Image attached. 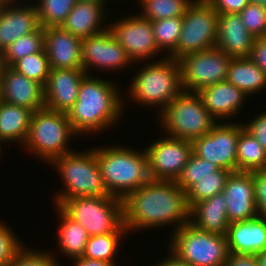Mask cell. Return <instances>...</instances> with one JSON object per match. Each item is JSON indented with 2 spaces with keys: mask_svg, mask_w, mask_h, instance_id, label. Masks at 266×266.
I'll use <instances>...</instances> for the list:
<instances>
[{
  "mask_svg": "<svg viewBox=\"0 0 266 266\" xmlns=\"http://www.w3.org/2000/svg\"><path fill=\"white\" fill-rule=\"evenodd\" d=\"M122 201L123 223L128 231L170 223L177 225L176 231L190 222L187 194L175 181L151 179Z\"/></svg>",
  "mask_w": 266,
  "mask_h": 266,
  "instance_id": "1",
  "label": "cell"
},
{
  "mask_svg": "<svg viewBox=\"0 0 266 266\" xmlns=\"http://www.w3.org/2000/svg\"><path fill=\"white\" fill-rule=\"evenodd\" d=\"M117 91L112 82L87 75L81 81L77 101L67 113L74 132L89 134L115 124L124 103Z\"/></svg>",
  "mask_w": 266,
  "mask_h": 266,
  "instance_id": "2",
  "label": "cell"
},
{
  "mask_svg": "<svg viewBox=\"0 0 266 266\" xmlns=\"http://www.w3.org/2000/svg\"><path fill=\"white\" fill-rule=\"evenodd\" d=\"M102 178L109 194L124 199L151 180L145 151L120 146L95 149Z\"/></svg>",
  "mask_w": 266,
  "mask_h": 266,
  "instance_id": "3",
  "label": "cell"
},
{
  "mask_svg": "<svg viewBox=\"0 0 266 266\" xmlns=\"http://www.w3.org/2000/svg\"><path fill=\"white\" fill-rule=\"evenodd\" d=\"M129 91L133 101L164 109L184 91L179 61L167 56L143 66Z\"/></svg>",
  "mask_w": 266,
  "mask_h": 266,
  "instance_id": "4",
  "label": "cell"
},
{
  "mask_svg": "<svg viewBox=\"0 0 266 266\" xmlns=\"http://www.w3.org/2000/svg\"><path fill=\"white\" fill-rule=\"evenodd\" d=\"M75 152L71 150L50 163L57 167L66 186L57 194L55 203L60 206L66 199L75 197L111 196L105 187L95 149Z\"/></svg>",
  "mask_w": 266,
  "mask_h": 266,
  "instance_id": "5",
  "label": "cell"
},
{
  "mask_svg": "<svg viewBox=\"0 0 266 266\" xmlns=\"http://www.w3.org/2000/svg\"><path fill=\"white\" fill-rule=\"evenodd\" d=\"M77 135L67 113L43 108L32 113L29 132L24 145L38 158L51 163L55 158L71 152L68 140Z\"/></svg>",
  "mask_w": 266,
  "mask_h": 266,
  "instance_id": "6",
  "label": "cell"
},
{
  "mask_svg": "<svg viewBox=\"0 0 266 266\" xmlns=\"http://www.w3.org/2000/svg\"><path fill=\"white\" fill-rule=\"evenodd\" d=\"M160 111L163 131L178 139L192 141L208 134L217 123L195 92L183 91Z\"/></svg>",
  "mask_w": 266,
  "mask_h": 266,
  "instance_id": "7",
  "label": "cell"
},
{
  "mask_svg": "<svg viewBox=\"0 0 266 266\" xmlns=\"http://www.w3.org/2000/svg\"><path fill=\"white\" fill-rule=\"evenodd\" d=\"M171 238V251L189 265L225 266L229 256L226 236L201 231L188 223Z\"/></svg>",
  "mask_w": 266,
  "mask_h": 266,
  "instance_id": "8",
  "label": "cell"
},
{
  "mask_svg": "<svg viewBox=\"0 0 266 266\" xmlns=\"http://www.w3.org/2000/svg\"><path fill=\"white\" fill-rule=\"evenodd\" d=\"M60 207L89 236L115 232L123 224V201L114 196H86L66 199Z\"/></svg>",
  "mask_w": 266,
  "mask_h": 266,
  "instance_id": "9",
  "label": "cell"
},
{
  "mask_svg": "<svg viewBox=\"0 0 266 266\" xmlns=\"http://www.w3.org/2000/svg\"><path fill=\"white\" fill-rule=\"evenodd\" d=\"M182 18L176 49L168 57L179 60L187 54L216 47L218 13L207 0H193Z\"/></svg>",
  "mask_w": 266,
  "mask_h": 266,
  "instance_id": "10",
  "label": "cell"
},
{
  "mask_svg": "<svg viewBox=\"0 0 266 266\" xmlns=\"http://www.w3.org/2000/svg\"><path fill=\"white\" fill-rule=\"evenodd\" d=\"M231 59L217 47L183 56L178 60L183 90L197 93L205 87L226 81Z\"/></svg>",
  "mask_w": 266,
  "mask_h": 266,
  "instance_id": "11",
  "label": "cell"
},
{
  "mask_svg": "<svg viewBox=\"0 0 266 266\" xmlns=\"http://www.w3.org/2000/svg\"><path fill=\"white\" fill-rule=\"evenodd\" d=\"M243 128L240 123H216L208 134L191 141L192 152L220 169L237 172V145Z\"/></svg>",
  "mask_w": 266,
  "mask_h": 266,
  "instance_id": "12",
  "label": "cell"
},
{
  "mask_svg": "<svg viewBox=\"0 0 266 266\" xmlns=\"http://www.w3.org/2000/svg\"><path fill=\"white\" fill-rule=\"evenodd\" d=\"M153 180L176 181L192 155L189 140L165 136L144 150Z\"/></svg>",
  "mask_w": 266,
  "mask_h": 266,
  "instance_id": "13",
  "label": "cell"
},
{
  "mask_svg": "<svg viewBox=\"0 0 266 266\" xmlns=\"http://www.w3.org/2000/svg\"><path fill=\"white\" fill-rule=\"evenodd\" d=\"M116 41L133 61L151 59L161 52L155 41L151 21L140 15L128 16L108 27Z\"/></svg>",
  "mask_w": 266,
  "mask_h": 266,
  "instance_id": "14",
  "label": "cell"
},
{
  "mask_svg": "<svg viewBox=\"0 0 266 266\" xmlns=\"http://www.w3.org/2000/svg\"><path fill=\"white\" fill-rule=\"evenodd\" d=\"M106 29L82 38V65L86 74L89 68L104 70L128 67L133 61L126 50L116 41L108 26ZM94 66V67H92Z\"/></svg>",
  "mask_w": 266,
  "mask_h": 266,
  "instance_id": "15",
  "label": "cell"
},
{
  "mask_svg": "<svg viewBox=\"0 0 266 266\" xmlns=\"http://www.w3.org/2000/svg\"><path fill=\"white\" fill-rule=\"evenodd\" d=\"M222 193L230 224L259 216L256 205L254 171L231 172Z\"/></svg>",
  "mask_w": 266,
  "mask_h": 266,
  "instance_id": "16",
  "label": "cell"
},
{
  "mask_svg": "<svg viewBox=\"0 0 266 266\" xmlns=\"http://www.w3.org/2000/svg\"><path fill=\"white\" fill-rule=\"evenodd\" d=\"M1 100L30 109L32 112L45 108L44 87L11 66L0 64Z\"/></svg>",
  "mask_w": 266,
  "mask_h": 266,
  "instance_id": "17",
  "label": "cell"
},
{
  "mask_svg": "<svg viewBox=\"0 0 266 266\" xmlns=\"http://www.w3.org/2000/svg\"><path fill=\"white\" fill-rule=\"evenodd\" d=\"M87 75L83 68L50 69L44 85L45 108L68 113L77 101L81 81Z\"/></svg>",
  "mask_w": 266,
  "mask_h": 266,
  "instance_id": "18",
  "label": "cell"
},
{
  "mask_svg": "<svg viewBox=\"0 0 266 266\" xmlns=\"http://www.w3.org/2000/svg\"><path fill=\"white\" fill-rule=\"evenodd\" d=\"M82 39L61 26L44 28V50L50 69L83 68Z\"/></svg>",
  "mask_w": 266,
  "mask_h": 266,
  "instance_id": "19",
  "label": "cell"
},
{
  "mask_svg": "<svg viewBox=\"0 0 266 266\" xmlns=\"http://www.w3.org/2000/svg\"><path fill=\"white\" fill-rule=\"evenodd\" d=\"M15 1L6 0L0 10V54L18 38L40 27L36 5L22 7Z\"/></svg>",
  "mask_w": 266,
  "mask_h": 266,
  "instance_id": "20",
  "label": "cell"
},
{
  "mask_svg": "<svg viewBox=\"0 0 266 266\" xmlns=\"http://www.w3.org/2000/svg\"><path fill=\"white\" fill-rule=\"evenodd\" d=\"M256 38L247 31L239 14H219L216 47L232 58L250 57Z\"/></svg>",
  "mask_w": 266,
  "mask_h": 266,
  "instance_id": "21",
  "label": "cell"
},
{
  "mask_svg": "<svg viewBox=\"0 0 266 266\" xmlns=\"http://www.w3.org/2000/svg\"><path fill=\"white\" fill-rule=\"evenodd\" d=\"M229 253L257 254L266 249V217L231 223L228 227Z\"/></svg>",
  "mask_w": 266,
  "mask_h": 266,
  "instance_id": "22",
  "label": "cell"
},
{
  "mask_svg": "<svg viewBox=\"0 0 266 266\" xmlns=\"http://www.w3.org/2000/svg\"><path fill=\"white\" fill-rule=\"evenodd\" d=\"M197 93L210 115L221 120L239 113L247 98L244 92L227 80L205 87Z\"/></svg>",
  "mask_w": 266,
  "mask_h": 266,
  "instance_id": "23",
  "label": "cell"
},
{
  "mask_svg": "<svg viewBox=\"0 0 266 266\" xmlns=\"http://www.w3.org/2000/svg\"><path fill=\"white\" fill-rule=\"evenodd\" d=\"M189 223L201 231L226 236L230 223L224 194H216L194 204L190 209Z\"/></svg>",
  "mask_w": 266,
  "mask_h": 266,
  "instance_id": "24",
  "label": "cell"
},
{
  "mask_svg": "<svg viewBox=\"0 0 266 266\" xmlns=\"http://www.w3.org/2000/svg\"><path fill=\"white\" fill-rule=\"evenodd\" d=\"M104 7L99 3L78 1L61 27L81 39L99 33L105 30L100 27L105 17Z\"/></svg>",
  "mask_w": 266,
  "mask_h": 266,
  "instance_id": "25",
  "label": "cell"
},
{
  "mask_svg": "<svg viewBox=\"0 0 266 266\" xmlns=\"http://www.w3.org/2000/svg\"><path fill=\"white\" fill-rule=\"evenodd\" d=\"M32 111L25 107L0 102V148L1 143L19 141L25 143L29 132Z\"/></svg>",
  "mask_w": 266,
  "mask_h": 266,
  "instance_id": "26",
  "label": "cell"
},
{
  "mask_svg": "<svg viewBox=\"0 0 266 266\" xmlns=\"http://www.w3.org/2000/svg\"><path fill=\"white\" fill-rule=\"evenodd\" d=\"M227 81L249 96L266 87V74L250 57L232 58Z\"/></svg>",
  "mask_w": 266,
  "mask_h": 266,
  "instance_id": "27",
  "label": "cell"
},
{
  "mask_svg": "<svg viewBox=\"0 0 266 266\" xmlns=\"http://www.w3.org/2000/svg\"><path fill=\"white\" fill-rule=\"evenodd\" d=\"M56 207L62 219L58 230V243L61 251L71 259L82 257L89 238L87 230L60 206L56 205Z\"/></svg>",
  "mask_w": 266,
  "mask_h": 266,
  "instance_id": "28",
  "label": "cell"
},
{
  "mask_svg": "<svg viewBox=\"0 0 266 266\" xmlns=\"http://www.w3.org/2000/svg\"><path fill=\"white\" fill-rule=\"evenodd\" d=\"M262 170H266V150L243 128L237 145V171Z\"/></svg>",
  "mask_w": 266,
  "mask_h": 266,
  "instance_id": "29",
  "label": "cell"
},
{
  "mask_svg": "<svg viewBox=\"0 0 266 266\" xmlns=\"http://www.w3.org/2000/svg\"><path fill=\"white\" fill-rule=\"evenodd\" d=\"M128 232L124 223L112 233L89 236L82 257L115 263V254L120 245L122 234Z\"/></svg>",
  "mask_w": 266,
  "mask_h": 266,
  "instance_id": "30",
  "label": "cell"
},
{
  "mask_svg": "<svg viewBox=\"0 0 266 266\" xmlns=\"http://www.w3.org/2000/svg\"><path fill=\"white\" fill-rule=\"evenodd\" d=\"M44 49V28L39 27L36 31L21 36L10 44L0 54V64L12 66L16 61L27 55L41 52Z\"/></svg>",
  "mask_w": 266,
  "mask_h": 266,
  "instance_id": "31",
  "label": "cell"
},
{
  "mask_svg": "<svg viewBox=\"0 0 266 266\" xmlns=\"http://www.w3.org/2000/svg\"><path fill=\"white\" fill-rule=\"evenodd\" d=\"M141 3L140 16L155 21L165 18L183 17L193 0H138Z\"/></svg>",
  "mask_w": 266,
  "mask_h": 266,
  "instance_id": "32",
  "label": "cell"
},
{
  "mask_svg": "<svg viewBox=\"0 0 266 266\" xmlns=\"http://www.w3.org/2000/svg\"><path fill=\"white\" fill-rule=\"evenodd\" d=\"M230 171L218 169L214 176H205L193 185L187 192V201L190 208L205 199L211 198L223 192Z\"/></svg>",
  "mask_w": 266,
  "mask_h": 266,
  "instance_id": "33",
  "label": "cell"
},
{
  "mask_svg": "<svg viewBox=\"0 0 266 266\" xmlns=\"http://www.w3.org/2000/svg\"><path fill=\"white\" fill-rule=\"evenodd\" d=\"M182 17L165 18L151 21L156 45L159 50L167 49L169 56L175 49L181 34Z\"/></svg>",
  "mask_w": 266,
  "mask_h": 266,
  "instance_id": "34",
  "label": "cell"
},
{
  "mask_svg": "<svg viewBox=\"0 0 266 266\" xmlns=\"http://www.w3.org/2000/svg\"><path fill=\"white\" fill-rule=\"evenodd\" d=\"M36 8L40 26H61L79 0H39Z\"/></svg>",
  "mask_w": 266,
  "mask_h": 266,
  "instance_id": "35",
  "label": "cell"
},
{
  "mask_svg": "<svg viewBox=\"0 0 266 266\" xmlns=\"http://www.w3.org/2000/svg\"><path fill=\"white\" fill-rule=\"evenodd\" d=\"M11 67L25 75L27 78L40 83L43 87L50 74L49 60L44 49L41 52L21 58Z\"/></svg>",
  "mask_w": 266,
  "mask_h": 266,
  "instance_id": "36",
  "label": "cell"
},
{
  "mask_svg": "<svg viewBox=\"0 0 266 266\" xmlns=\"http://www.w3.org/2000/svg\"><path fill=\"white\" fill-rule=\"evenodd\" d=\"M219 167L209 160H204L192 153L188 163L175 181L186 193L199 179L214 176Z\"/></svg>",
  "mask_w": 266,
  "mask_h": 266,
  "instance_id": "37",
  "label": "cell"
},
{
  "mask_svg": "<svg viewBox=\"0 0 266 266\" xmlns=\"http://www.w3.org/2000/svg\"><path fill=\"white\" fill-rule=\"evenodd\" d=\"M239 15L247 31L255 38L266 36V7L249 3Z\"/></svg>",
  "mask_w": 266,
  "mask_h": 266,
  "instance_id": "38",
  "label": "cell"
},
{
  "mask_svg": "<svg viewBox=\"0 0 266 266\" xmlns=\"http://www.w3.org/2000/svg\"><path fill=\"white\" fill-rule=\"evenodd\" d=\"M12 230L0 221V266H8L14 256L26 246L13 234Z\"/></svg>",
  "mask_w": 266,
  "mask_h": 266,
  "instance_id": "39",
  "label": "cell"
},
{
  "mask_svg": "<svg viewBox=\"0 0 266 266\" xmlns=\"http://www.w3.org/2000/svg\"><path fill=\"white\" fill-rule=\"evenodd\" d=\"M27 249V250H26ZM8 266H60L51 253L22 248Z\"/></svg>",
  "mask_w": 266,
  "mask_h": 266,
  "instance_id": "40",
  "label": "cell"
},
{
  "mask_svg": "<svg viewBox=\"0 0 266 266\" xmlns=\"http://www.w3.org/2000/svg\"><path fill=\"white\" fill-rule=\"evenodd\" d=\"M254 183L258 215L266 217V170L254 171Z\"/></svg>",
  "mask_w": 266,
  "mask_h": 266,
  "instance_id": "41",
  "label": "cell"
},
{
  "mask_svg": "<svg viewBox=\"0 0 266 266\" xmlns=\"http://www.w3.org/2000/svg\"><path fill=\"white\" fill-rule=\"evenodd\" d=\"M243 127L266 150V112L255 117L249 124H243Z\"/></svg>",
  "mask_w": 266,
  "mask_h": 266,
  "instance_id": "42",
  "label": "cell"
},
{
  "mask_svg": "<svg viewBox=\"0 0 266 266\" xmlns=\"http://www.w3.org/2000/svg\"><path fill=\"white\" fill-rule=\"evenodd\" d=\"M219 14H239L250 2L249 0H207Z\"/></svg>",
  "mask_w": 266,
  "mask_h": 266,
  "instance_id": "43",
  "label": "cell"
},
{
  "mask_svg": "<svg viewBox=\"0 0 266 266\" xmlns=\"http://www.w3.org/2000/svg\"><path fill=\"white\" fill-rule=\"evenodd\" d=\"M250 58L265 72L266 74V36L256 38Z\"/></svg>",
  "mask_w": 266,
  "mask_h": 266,
  "instance_id": "44",
  "label": "cell"
},
{
  "mask_svg": "<svg viewBox=\"0 0 266 266\" xmlns=\"http://www.w3.org/2000/svg\"><path fill=\"white\" fill-rule=\"evenodd\" d=\"M225 266H259L255 254L229 253Z\"/></svg>",
  "mask_w": 266,
  "mask_h": 266,
  "instance_id": "45",
  "label": "cell"
},
{
  "mask_svg": "<svg viewBox=\"0 0 266 266\" xmlns=\"http://www.w3.org/2000/svg\"><path fill=\"white\" fill-rule=\"evenodd\" d=\"M74 266H116L115 263L103 262L100 260L79 257L74 259Z\"/></svg>",
  "mask_w": 266,
  "mask_h": 266,
  "instance_id": "46",
  "label": "cell"
},
{
  "mask_svg": "<svg viewBox=\"0 0 266 266\" xmlns=\"http://www.w3.org/2000/svg\"><path fill=\"white\" fill-rule=\"evenodd\" d=\"M168 258H165V260L161 261V263H158L156 266H191L187 262L181 260L176 254H174L172 251L170 252Z\"/></svg>",
  "mask_w": 266,
  "mask_h": 266,
  "instance_id": "47",
  "label": "cell"
},
{
  "mask_svg": "<svg viewBox=\"0 0 266 266\" xmlns=\"http://www.w3.org/2000/svg\"><path fill=\"white\" fill-rule=\"evenodd\" d=\"M259 266H266V249L256 254Z\"/></svg>",
  "mask_w": 266,
  "mask_h": 266,
  "instance_id": "48",
  "label": "cell"
},
{
  "mask_svg": "<svg viewBox=\"0 0 266 266\" xmlns=\"http://www.w3.org/2000/svg\"><path fill=\"white\" fill-rule=\"evenodd\" d=\"M249 2L266 7V0H249Z\"/></svg>",
  "mask_w": 266,
  "mask_h": 266,
  "instance_id": "49",
  "label": "cell"
},
{
  "mask_svg": "<svg viewBox=\"0 0 266 266\" xmlns=\"http://www.w3.org/2000/svg\"><path fill=\"white\" fill-rule=\"evenodd\" d=\"M79 1H82V2H94V3H99L101 5H105V1H107V0H79Z\"/></svg>",
  "mask_w": 266,
  "mask_h": 266,
  "instance_id": "50",
  "label": "cell"
},
{
  "mask_svg": "<svg viewBox=\"0 0 266 266\" xmlns=\"http://www.w3.org/2000/svg\"><path fill=\"white\" fill-rule=\"evenodd\" d=\"M5 1L6 0H0V10H1V8H2V6H3V4H4Z\"/></svg>",
  "mask_w": 266,
  "mask_h": 266,
  "instance_id": "51",
  "label": "cell"
}]
</instances>
